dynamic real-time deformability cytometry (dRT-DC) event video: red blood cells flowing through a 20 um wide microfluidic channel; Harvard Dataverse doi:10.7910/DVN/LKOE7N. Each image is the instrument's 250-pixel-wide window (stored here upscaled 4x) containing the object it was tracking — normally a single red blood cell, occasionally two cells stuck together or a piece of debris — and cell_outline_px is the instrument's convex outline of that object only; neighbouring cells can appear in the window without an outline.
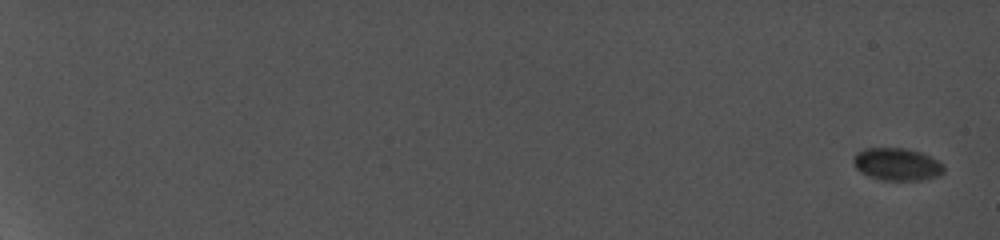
{"species": "common noctule bat (a hibernating species)", "species_latin": "Nyctalus noctula", "temperature_condition": "cold", "stored_images_in_passage": 11, "camera_frame_rate_fps": 5000, "um_per_image_px": 0.085, "animal": {"sex": "female", "body_mass_g": 19.0, "forearm_length_mm": 56.7}, "frame": {"image": 1, "passage_image": 1, "time_ms": 0.0, "image_size_px": [1000, 240], "cell_outline_px": [[944, 168], [940, 172], [928, 176], [904, 180], [872, 176], [864, 172], [856, 164], [856, 156], [860, 152], [868, 148], [900, 148], [920, 152], [936, 160]], "centroid_in_image_um": [76.24, 13.9], "position_along_channel_um": 8.8, "area_um2": 15.26}}
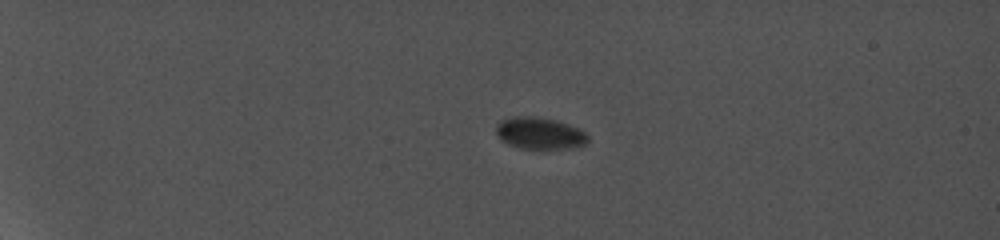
{"frame": {"image": 2, "passage_image": 7, "time_ms": 5.4, "image_size_px": [1000, 240], "cell_outline_px": [[588, 140], [580, 144], [548, 148], [528, 148], [512, 144], [504, 140], [496, 132], [496, 128], [504, 120], [532, 116], [552, 120], [576, 128], [584, 132], [588, 136]], "centroid_in_image_um": [45.86, 11.31], "position_along_channel_um": 39.1, "area_um2": 15.32}}
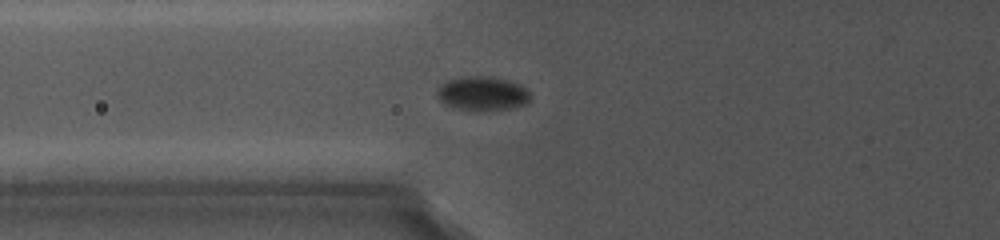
{"frame": {"image": 3, "passage_image": 11, "time_ms": 9.2, "image_size_px": [1000, 240], "cell_outline_px": [[528, 100], [520, 104], [508, 108], [460, 108], [448, 104], [440, 96], [440, 88], [444, 84], [452, 80], [480, 76], [504, 80], [516, 84], [524, 88], [528, 92]], "centroid_in_image_um": [41.05, 7.93], "position_along_channel_um": 84.8, "area_um2": 16.3}}